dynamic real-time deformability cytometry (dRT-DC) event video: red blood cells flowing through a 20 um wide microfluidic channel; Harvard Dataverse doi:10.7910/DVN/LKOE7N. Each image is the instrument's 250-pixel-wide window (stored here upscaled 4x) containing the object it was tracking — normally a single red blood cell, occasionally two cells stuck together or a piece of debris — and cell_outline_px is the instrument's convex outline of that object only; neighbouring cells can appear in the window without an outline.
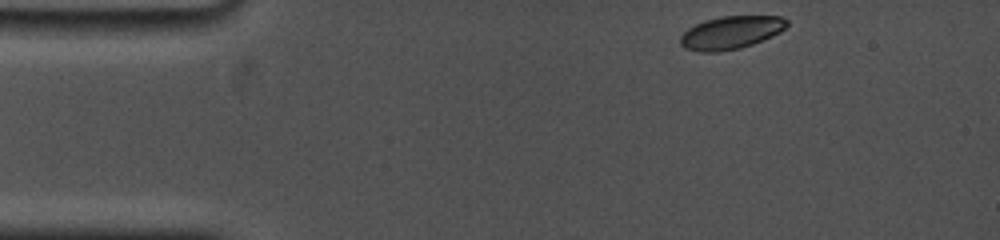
{"species": "common noctule bat (a hibernating species)", "species_latin": "Nyctalus noctula", "temperature_condition": "cold", "stored_images_in_passage": 25, "camera_frame_rate_fps": 5000, "um_per_image_px": 0.085, "animal": {"sex": "female", "body_mass_g": 19.0, "forearm_length_mm": 53.3}, "frame": {"image": 1, "passage_image": 1, "time_ms": 0.0, "image_size_px": [1000, 240], "cell_outline_px": [[788, 24], [780, 32], [772, 36], [752, 44], [740, 48], [720, 52], [700, 52], [684, 48], [680, 44], [680, 36], [688, 28], [704, 20], [720, 16], [780, 16], [788, 20]], "centroid_in_image_um": [62.11, 2.77], "position_along_channel_um": 22.9, "area_um2": 20.52}}
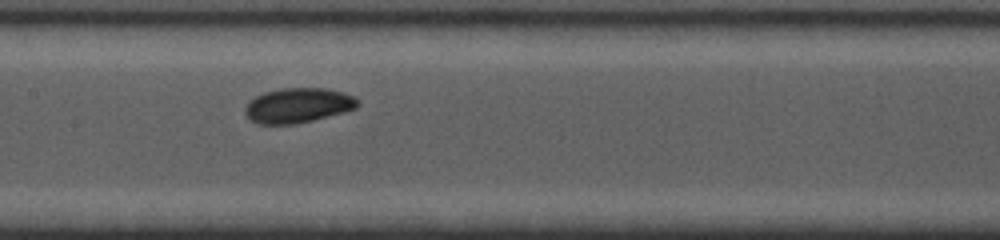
{"frame": {"image": 2, "passage_image": 15, "time_ms": 6.2, "image_size_px": [1000, 240], "cell_outline_px": [[360, 104], [356, 108], [344, 112], [296, 124], [256, 124], [244, 112], [244, 108], [248, 100], [264, 92], [280, 88], [324, 88], [344, 92], [352, 96]], "centroid_in_image_um": [25.3, 8.95], "position_along_channel_um": 182.1, "area_um2": 22.89}}
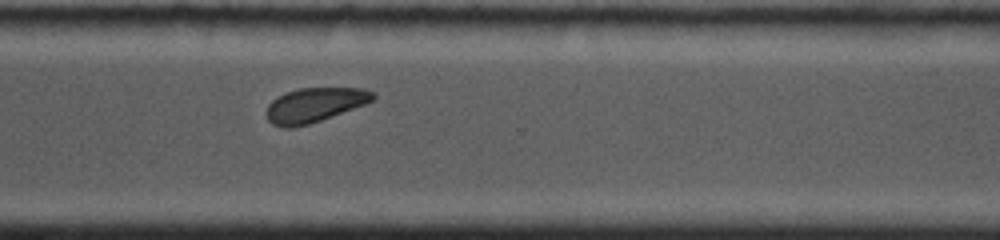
{"frame": {"image": 3, "passage_image": 25, "time_ms": 10.6, "image_size_px": [1000, 240], "cell_outline_px": [[376, 96], [372, 100], [364, 104], [320, 120], [308, 124], [292, 128], [284, 128], [272, 124], [268, 120], [264, 112], [268, 104], [272, 100], [288, 92], [300, 88], [364, 88], [376, 92]], "centroid_in_image_um": [26.71, 8.92], "position_along_channel_um": 343.9, "area_um2": 21.21}}